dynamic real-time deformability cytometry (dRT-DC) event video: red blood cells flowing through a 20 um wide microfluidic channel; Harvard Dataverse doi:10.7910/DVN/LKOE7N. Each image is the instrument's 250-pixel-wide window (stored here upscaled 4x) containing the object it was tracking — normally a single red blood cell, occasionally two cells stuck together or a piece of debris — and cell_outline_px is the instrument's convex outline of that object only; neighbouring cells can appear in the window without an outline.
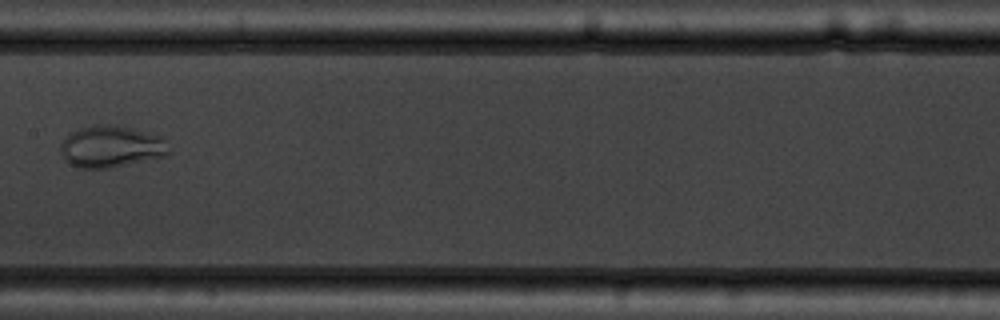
{"species": "common noctule bat (a hibernating species)", "species_latin": "Nyctalus noctula", "temperature_condition": "warm", "stored_images_in_passage": 8, "camera_frame_rate_fps": 3000, "um_per_image_px": 0.085, "animal": {"sex": "male", "body_mass_g": 19.5, "forearm_length_mm": 54.6}, "frame": {"image": 1, "passage_image": 7, "time_ms": 7.667, "image_size_px": [1000, 320], "cell_outline_px": [[168, 152], [164, 156], [108, 168], [80, 168], [64, 160], [60, 152], [60, 144], [72, 132], [80, 128], [96, 124], [116, 124], [132, 128], [160, 136], [164, 140]], "centroid_in_image_um": [9.4, 12.45], "position_along_channel_um": 198.0, "area_um2": 26.01}}